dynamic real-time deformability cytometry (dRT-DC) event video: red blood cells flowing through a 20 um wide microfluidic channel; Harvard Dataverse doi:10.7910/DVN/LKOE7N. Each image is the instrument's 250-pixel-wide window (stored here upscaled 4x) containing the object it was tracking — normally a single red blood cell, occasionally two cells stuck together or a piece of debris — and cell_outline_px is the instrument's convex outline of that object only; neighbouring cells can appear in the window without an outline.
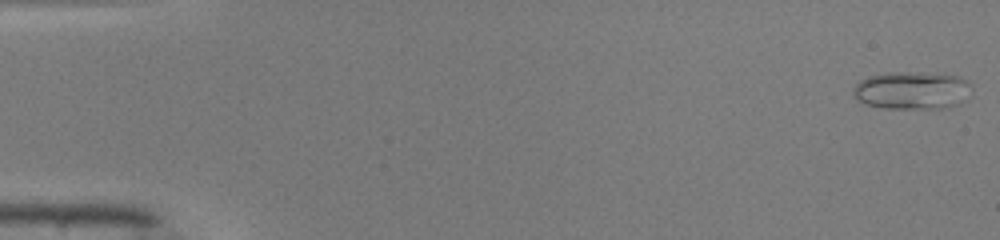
{"species": "common noctule bat (a hibernating species)", "species_latin": "Nyctalus noctula", "temperature_condition": "warm", "stored_images_in_passage": 7, "camera_frame_rate_fps": 3000, "um_per_image_px": 0.085, "animal": {"sex": "male", "body_mass_g": 19.0, "forearm_length_mm": 50.8}, "frame": {"image": 1, "passage_image": 1, "time_ms": 0.0, "image_size_px": [1000, 240], "cell_outline_px": [[968, 84], [952, 104], [940, 108], [884, 108], [868, 104], [860, 100], [852, 92], [856, 84], [860, 80], [868, 76], [896, 72], [960, 76]], "centroid_in_image_um": [77.32, 7.67], "position_along_channel_um": 7.7, "area_um2": 24.22}}